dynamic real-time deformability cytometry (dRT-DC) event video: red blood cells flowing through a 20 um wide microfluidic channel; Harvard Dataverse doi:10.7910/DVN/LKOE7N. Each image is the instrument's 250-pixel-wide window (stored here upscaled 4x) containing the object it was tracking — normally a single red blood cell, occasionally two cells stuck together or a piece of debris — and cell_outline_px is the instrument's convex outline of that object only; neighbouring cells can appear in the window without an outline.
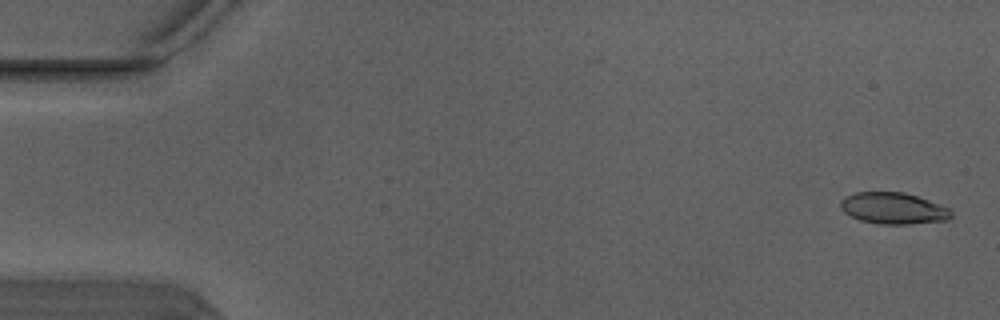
{"species": "Egyptian fruit bat (a non-hibernating species)", "species_latin": "Rousettus aegyptiacus", "temperature_condition": "warm", "stored_images_in_passage": 4, "camera_frame_rate_fps": 3000, "um_per_image_px": 0.085, "animal": {"sex": "male"}, "frame": {"image": 1, "passage_image": 1, "time_ms": 0.0, "image_size_px": [1000, 320], "cell_outline_px": [[952, 216], [948, 220], [908, 224], [880, 224], [860, 220], [844, 212], [840, 208], [840, 200], [844, 196], [856, 192], [904, 192], [928, 200], [948, 208], [952, 212]], "centroid_in_image_um": [75.9, 17.7], "position_along_channel_um": 9.1, "area_um2": 20.23}}
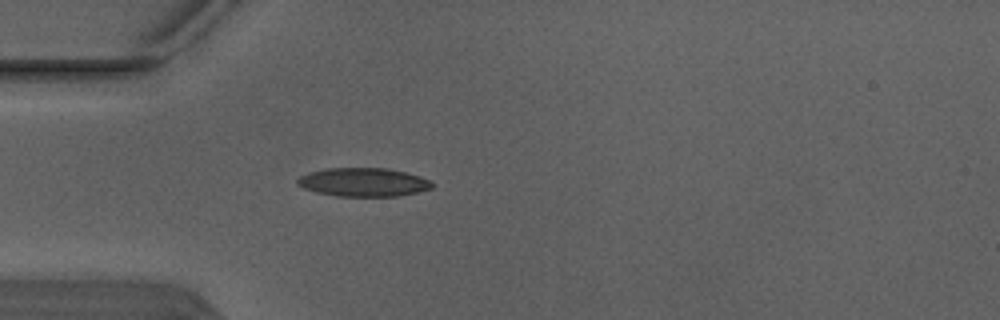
{"frame": {"image": 2, "passage_image": 4, "time_ms": 1.0, "image_size_px": [1000, 320], "cell_outline_px": [[436, 184], [432, 188], [416, 192], [396, 196], [336, 196], [316, 192], [304, 188], [296, 184], [296, 180], [300, 176], [308, 172], [328, 168], [388, 168], [420, 176], [432, 180]], "centroid_in_image_um": [30.9, 15.48], "position_along_channel_um": 54.1, "area_um2": 22.54}}